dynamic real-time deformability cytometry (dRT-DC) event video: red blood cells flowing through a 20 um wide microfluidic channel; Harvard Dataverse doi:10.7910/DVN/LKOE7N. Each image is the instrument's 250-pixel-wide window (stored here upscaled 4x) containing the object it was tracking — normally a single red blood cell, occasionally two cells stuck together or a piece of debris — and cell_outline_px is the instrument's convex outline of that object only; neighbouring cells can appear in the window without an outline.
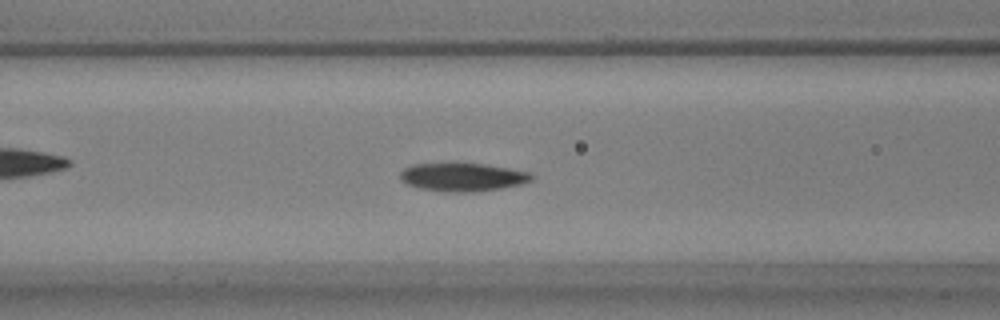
{"species": "common noctule bat (a hibernating species)", "species_latin": "Nyctalus noctula", "temperature_condition": "warm", "stored_images_in_passage": 45, "camera_frame_rate_fps": 3000, "um_per_image_px": 0.085, "animal": {"sex": "male", "body_mass_g": 17.9, "forearm_length_mm": 54.2}, "frame": {"image": 1, "passage_image": 12, "time_ms": 3.667, "image_size_px": [1000, 320], "cell_outline_px": [[532, 180], [520, 184], [500, 188], [472, 192], [444, 192], [420, 188], [404, 184], [400, 180], [400, 172], [404, 168], [412, 164], [452, 160], [456, 160], [484, 164], [508, 168], [528, 172], [532, 176]], "centroid_in_image_um": [39.2, 15.0], "position_along_channel_um": 127.4, "area_um2": 22.54}}
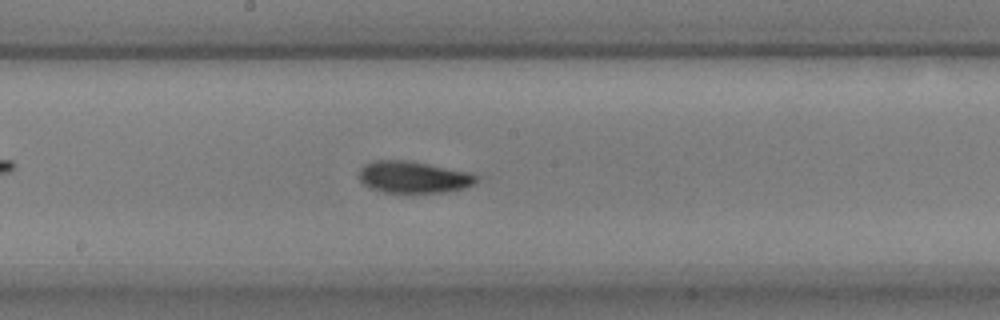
{"frame": {"image": 2, "passage_image": 19, "time_ms": 6.0, "image_size_px": [1000, 320], "cell_outline_px": [[480, 180], [476, 184], [464, 188], [444, 192], [384, 192], [372, 188], [364, 184], [360, 180], [360, 168], [364, 164], [376, 160], [404, 160], [428, 164], [472, 172], [480, 176]], "centroid_in_image_um": [35.22, 15.05], "position_along_channel_um": 213.0, "area_um2": 21.79}}
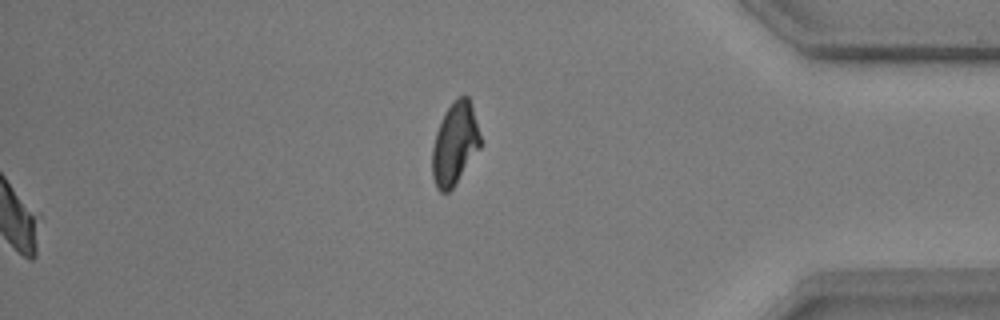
{"frame": {"image": 3, "passage_image": 45, "time_ms": 14.667, "image_size_px": [1000, 320], "cell_outline_px": [[480, 148], [452, 188], [448, 192], [440, 192], [436, 188], [432, 176], [432, 148], [436, 132], [444, 112], [460, 96], [468, 96], [472, 104], [480, 136]], "centroid_in_image_um": [38.64, 12.23], "position_along_channel_um": 396.6, "area_um2": 22.83}, "authors_computed_cell_mechanics": {"area_um2": 21.0392, "velocity_mm_per_s": 3.6767, "shape_relaxation_time_tau1_ms": 3.7211, "shape_relaxation_time_tau2_ms": 1.9784, "deformation_change_tau1": 0.1812, "deformation_change_tau2": 0.0752}}